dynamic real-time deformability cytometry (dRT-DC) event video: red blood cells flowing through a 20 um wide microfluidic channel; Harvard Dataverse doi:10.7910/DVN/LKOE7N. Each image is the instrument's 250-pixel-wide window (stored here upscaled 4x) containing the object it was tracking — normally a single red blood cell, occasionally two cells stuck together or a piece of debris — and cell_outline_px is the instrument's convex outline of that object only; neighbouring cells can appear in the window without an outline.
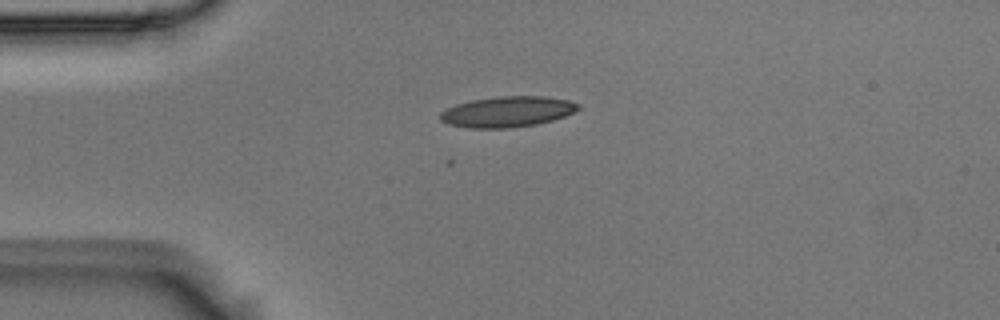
{"species": "Egyptian fruit bat (a non-hibernating species)", "species_latin": "Rousettus aegyptiacus", "temperature_condition": "room temperature", "stored_images_in_passage": 5, "camera_frame_rate_fps": 3000, "um_per_image_px": 0.085, "animal": {"sex": "male"}, "frame": {"image": 1, "passage_image": 1, "time_ms": 0.0, "image_size_px": [1000, 320], "cell_outline_px": [[580, 108], [564, 116], [552, 120], [536, 124], [508, 128], [468, 128], [448, 124], [440, 120], [440, 112], [456, 104], [472, 100], [500, 96], [544, 96], [568, 100], [580, 104]], "centroid_in_image_um": [43.11, 9.49], "position_along_channel_um": 41.9, "area_um2": 24.57}}